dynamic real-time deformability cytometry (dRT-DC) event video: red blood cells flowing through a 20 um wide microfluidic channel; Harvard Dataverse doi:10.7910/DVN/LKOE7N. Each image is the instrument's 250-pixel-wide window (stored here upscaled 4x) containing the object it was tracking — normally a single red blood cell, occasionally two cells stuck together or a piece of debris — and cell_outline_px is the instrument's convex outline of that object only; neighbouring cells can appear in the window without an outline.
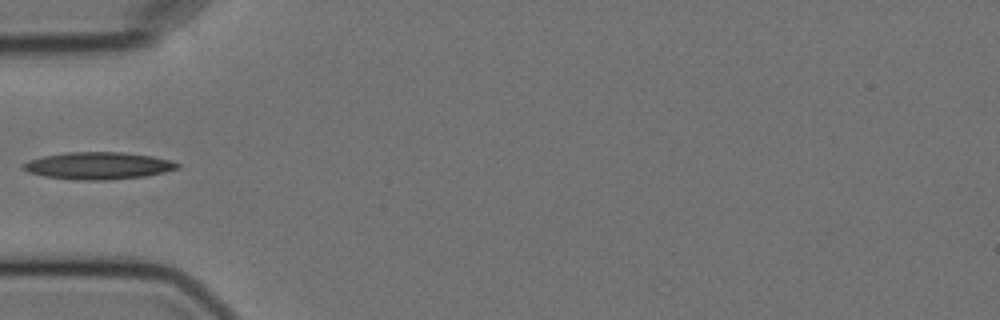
{"species": "Egyptian fruit bat (a non-hibernating species)", "species_latin": "Rousettus aegyptiacus", "temperature_condition": "cold", "stored_images_in_passage": 4, "camera_frame_rate_fps": 3000, "um_per_image_px": 0.085, "animal": {"sex": "female"}, "frame": {"image": 1, "passage_image": 4, "time_ms": 4.333, "image_size_px": [1000, 320], "cell_outline_px": [[180, 168], [164, 172], [144, 176], [112, 180], [76, 180], [44, 176], [28, 172], [20, 168], [20, 164], [28, 160], [44, 156], [68, 152], [120, 152], [152, 156], [172, 160], [180, 164]], "centroid_in_image_um": [8.33, 14.09], "position_along_channel_um": 76.7, "area_um2": 24.62}}